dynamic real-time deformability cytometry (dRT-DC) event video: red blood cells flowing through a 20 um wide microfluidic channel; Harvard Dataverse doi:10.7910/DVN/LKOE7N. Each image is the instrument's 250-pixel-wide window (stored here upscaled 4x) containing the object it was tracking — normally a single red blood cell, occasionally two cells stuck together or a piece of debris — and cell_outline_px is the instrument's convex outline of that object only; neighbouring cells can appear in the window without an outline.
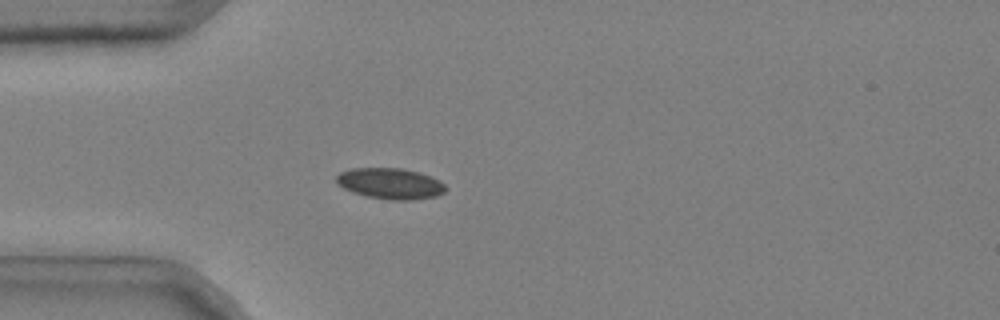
{"species": "common noctule bat (a hibernating species)", "species_latin": "Nyctalus noctula", "temperature_condition": "cold", "stored_images_in_passage": 51, "camera_frame_rate_fps": 3000, "um_per_image_px": 0.085, "animal": {"sex": "male", "body_mass_g": 20.4}, "frame": {"image": 1, "passage_image": 14, "time_ms": 4.333, "image_size_px": [1000, 320], "cell_outline_px": [[448, 188], [444, 192], [436, 196], [412, 200], [392, 200], [368, 196], [352, 192], [336, 184], [336, 176], [340, 172], [352, 168], [400, 168], [420, 172], [440, 180]], "centroid_in_image_um": [33.18, 15.59], "position_along_channel_um": 51.8, "area_um2": 19.77}}
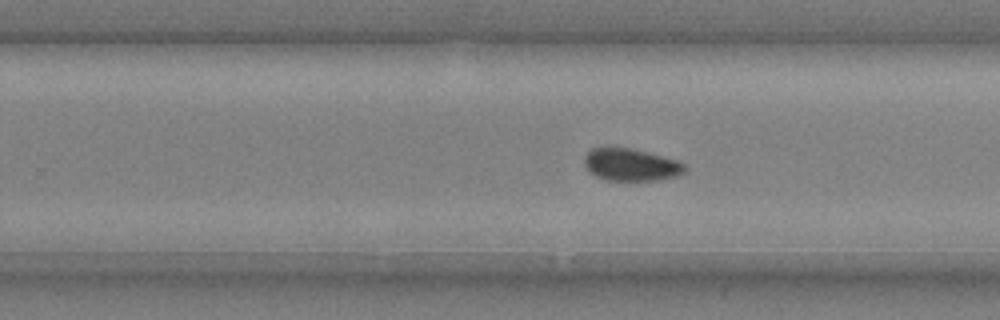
{"frame": {"image": 2, "passage_image": 33, "time_ms": 10.667, "image_size_px": [1000, 320], "cell_outline_px": [[684, 172], [676, 176], [660, 180], [604, 180], [588, 172], [584, 164], [584, 156], [592, 148], [608, 144], [632, 148], [680, 160], [684, 164]], "centroid_in_image_um": [53.57, 13.96], "position_along_channel_um": 276.2, "area_um2": 19.59}}
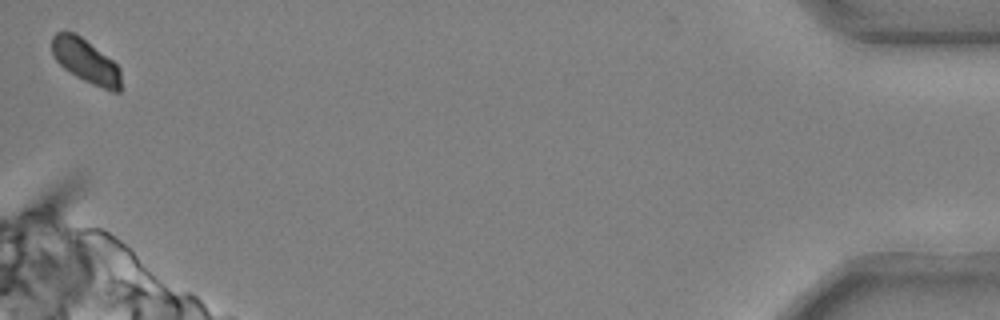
{"frame": {"image": 3, "passage_image": 51, "time_ms": 16.667, "image_size_px": [1000, 320], "cell_outline_px": [[120, 92], [112, 92], [92, 84], [76, 76], [64, 68], [52, 56], [52, 36], [56, 32], [76, 32], [112, 60], [120, 68]], "centroid_in_image_um": [7.28, 5.18], "position_along_channel_um": 427.9, "area_um2": 17.63}, "authors_computed_cell_mechanics": {"area_um2": 19.074, "velocity_mm_per_s": 3.6803, "shape_relaxation_time_tau1_ms": 11.1549, "shape_relaxation_time_tau2_ms": 2.9354, "deformation_change_tau1": 0.1477, "deformation_change_tau2": 0.0457}}